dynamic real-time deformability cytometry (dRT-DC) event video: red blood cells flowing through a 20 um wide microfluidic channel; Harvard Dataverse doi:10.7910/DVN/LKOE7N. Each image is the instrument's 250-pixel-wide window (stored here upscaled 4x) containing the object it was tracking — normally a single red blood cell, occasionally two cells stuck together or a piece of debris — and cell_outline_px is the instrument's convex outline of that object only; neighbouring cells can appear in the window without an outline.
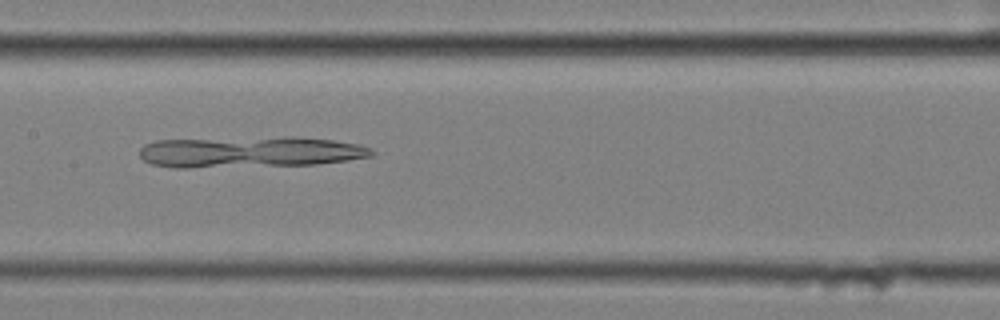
{"species": "common noctule bat (a hibernating species)", "species_latin": "Nyctalus noctula", "temperature_condition": "cold", "stored_images_in_passage": 52, "camera_frame_rate_fps": 3000, "um_per_image_px": 0.085, "animal": {"sex": "female", "body_mass_g": 25.1}, "frame": {"image": 1, "passage_image": 24, "time_ms": 7.667, "image_size_px": [1000, 320], "cell_outline_px": [[376, 152], [372, 156], [348, 160], [316, 164], [188, 168], [172, 168], [152, 164], [144, 160], [140, 156], [140, 148], [144, 144], [156, 140], [284, 136], [292, 136], [332, 140], [360, 144], [372, 148]], "centroid_in_image_um": [21.24, 12.91], "position_along_channel_um": 186.2, "area_um2": 42.54}}
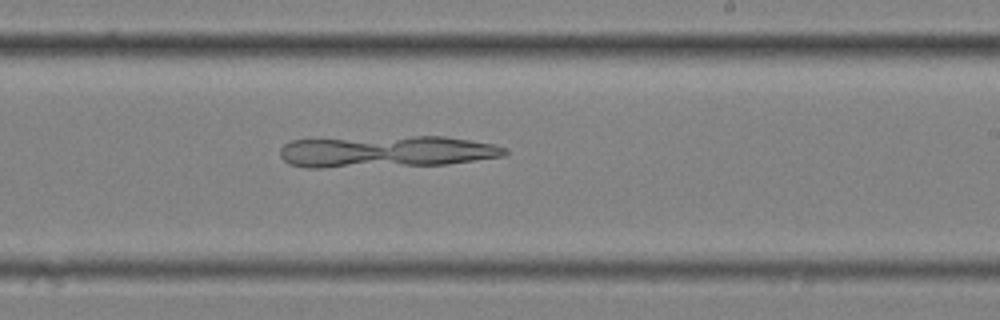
{"frame": {"image": 2, "passage_image": 30, "time_ms": 9.667, "image_size_px": [1000, 320], "cell_outline_px": [[508, 152], [504, 156], [448, 164], [320, 168], [308, 168], [288, 164], [280, 156], [280, 148], [284, 144], [292, 140], [412, 136], [444, 136], [472, 140], [492, 144], [508, 148]], "centroid_in_image_um": [32.84, 12.89], "position_along_channel_um": 256.2, "area_um2": 41.67}}
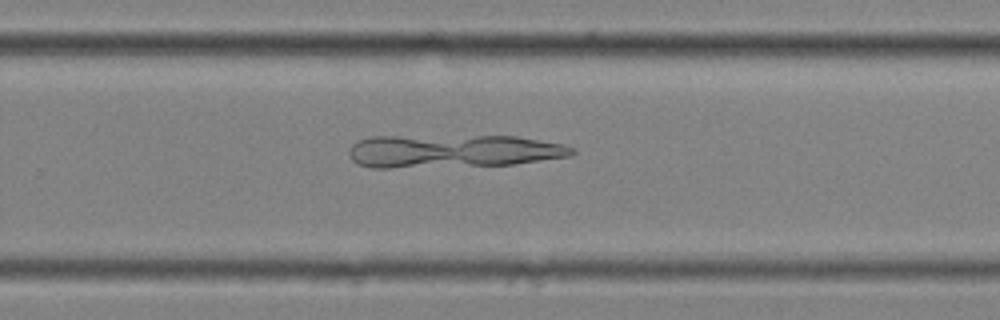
{"frame": {"image": 3, "passage_image": 33, "time_ms": 10.667, "image_size_px": [1000, 320], "cell_outline_px": [[576, 152], [572, 156], [512, 164], [388, 168], [372, 168], [356, 164], [352, 160], [348, 152], [348, 148], [356, 140], [368, 136], [516, 136], [564, 144], [576, 148]], "centroid_in_image_um": [38.45, 12.83], "position_along_channel_um": 291.4, "area_um2": 43.41}}